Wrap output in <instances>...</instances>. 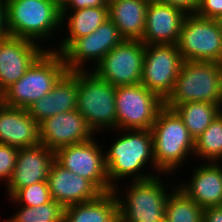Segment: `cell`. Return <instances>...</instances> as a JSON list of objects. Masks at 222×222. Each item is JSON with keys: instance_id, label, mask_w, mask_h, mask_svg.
<instances>
[{"instance_id": "1", "label": "cell", "mask_w": 222, "mask_h": 222, "mask_svg": "<svg viewBox=\"0 0 222 222\" xmlns=\"http://www.w3.org/2000/svg\"><path fill=\"white\" fill-rule=\"evenodd\" d=\"M121 133L119 139L113 140L108 151L104 152L109 184L114 189L119 179L132 175L133 181L146 180L156 175L147 170L148 164L157 171L153 157V137L151 130H116ZM124 133V134H123ZM150 162V163H149ZM146 165V166H145ZM144 167V168H143ZM143 168V169H142ZM141 173V174H140ZM119 180V181H118Z\"/></svg>"}, {"instance_id": "2", "label": "cell", "mask_w": 222, "mask_h": 222, "mask_svg": "<svg viewBox=\"0 0 222 222\" xmlns=\"http://www.w3.org/2000/svg\"><path fill=\"white\" fill-rule=\"evenodd\" d=\"M150 130L153 137V157L157 166V175L174 174L172 171L181 168L180 164L187 161L190 153L194 154V138L179 115L166 106L159 111Z\"/></svg>"}, {"instance_id": "3", "label": "cell", "mask_w": 222, "mask_h": 222, "mask_svg": "<svg viewBox=\"0 0 222 222\" xmlns=\"http://www.w3.org/2000/svg\"><path fill=\"white\" fill-rule=\"evenodd\" d=\"M52 48L54 46L48 47L25 74L0 95L3 104L26 109L53 89L67 68L61 54Z\"/></svg>"}, {"instance_id": "4", "label": "cell", "mask_w": 222, "mask_h": 222, "mask_svg": "<svg viewBox=\"0 0 222 222\" xmlns=\"http://www.w3.org/2000/svg\"><path fill=\"white\" fill-rule=\"evenodd\" d=\"M6 25L9 36L36 43L63 29L61 11L52 0H6Z\"/></svg>"}, {"instance_id": "5", "label": "cell", "mask_w": 222, "mask_h": 222, "mask_svg": "<svg viewBox=\"0 0 222 222\" xmlns=\"http://www.w3.org/2000/svg\"><path fill=\"white\" fill-rule=\"evenodd\" d=\"M89 71V72H88ZM116 87L93 71H77V108L94 132L117 130ZM105 129V130H104Z\"/></svg>"}, {"instance_id": "6", "label": "cell", "mask_w": 222, "mask_h": 222, "mask_svg": "<svg viewBox=\"0 0 222 222\" xmlns=\"http://www.w3.org/2000/svg\"><path fill=\"white\" fill-rule=\"evenodd\" d=\"M222 64L212 61H183L175 87L165 104L209 102L220 105Z\"/></svg>"}, {"instance_id": "7", "label": "cell", "mask_w": 222, "mask_h": 222, "mask_svg": "<svg viewBox=\"0 0 222 222\" xmlns=\"http://www.w3.org/2000/svg\"><path fill=\"white\" fill-rule=\"evenodd\" d=\"M159 176L127 182L130 184L122 197L118 186L113 189L118 201L119 222H155L165 216L169 195L166 189L169 188L164 187Z\"/></svg>"}, {"instance_id": "8", "label": "cell", "mask_w": 222, "mask_h": 222, "mask_svg": "<svg viewBox=\"0 0 222 222\" xmlns=\"http://www.w3.org/2000/svg\"><path fill=\"white\" fill-rule=\"evenodd\" d=\"M117 130H150L165 101L143 84L116 87Z\"/></svg>"}, {"instance_id": "9", "label": "cell", "mask_w": 222, "mask_h": 222, "mask_svg": "<svg viewBox=\"0 0 222 222\" xmlns=\"http://www.w3.org/2000/svg\"><path fill=\"white\" fill-rule=\"evenodd\" d=\"M176 45L184 61L222 64V35L216 19L187 14Z\"/></svg>"}, {"instance_id": "10", "label": "cell", "mask_w": 222, "mask_h": 222, "mask_svg": "<svg viewBox=\"0 0 222 222\" xmlns=\"http://www.w3.org/2000/svg\"><path fill=\"white\" fill-rule=\"evenodd\" d=\"M183 61L177 45H145L141 84L165 101L175 87Z\"/></svg>"}, {"instance_id": "11", "label": "cell", "mask_w": 222, "mask_h": 222, "mask_svg": "<svg viewBox=\"0 0 222 222\" xmlns=\"http://www.w3.org/2000/svg\"><path fill=\"white\" fill-rule=\"evenodd\" d=\"M145 44L124 40L114 47L91 71L114 87L141 83Z\"/></svg>"}, {"instance_id": "12", "label": "cell", "mask_w": 222, "mask_h": 222, "mask_svg": "<svg viewBox=\"0 0 222 222\" xmlns=\"http://www.w3.org/2000/svg\"><path fill=\"white\" fill-rule=\"evenodd\" d=\"M103 149L94 137L55 151V161L63 168L91 181L102 193L113 191L109 184Z\"/></svg>"}, {"instance_id": "13", "label": "cell", "mask_w": 222, "mask_h": 222, "mask_svg": "<svg viewBox=\"0 0 222 222\" xmlns=\"http://www.w3.org/2000/svg\"><path fill=\"white\" fill-rule=\"evenodd\" d=\"M124 40L116 25L107 19L91 34L73 40L60 54L67 71H86V62L91 60L94 63L92 67H96L109 51Z\"/></svg>"}, {"instance_id": "14", "label": "cell", "mask_w": 222, "mask_h": 222, "mask_svg": "<svg viewBox=\"0 0 222 222\" xmlns=\"http://www.w3.org/2000/svg\"><path fill=\"white\" fill-rule=\"evenodd\" d=\"M46 49L24 38L0 39V95L17 82Z\"/></svg>"}, {"instance_id": "15", "label": "cell", "mask_w": 222, "mask_h": 222, "mask_svg": "<svg viewBox=\"0 0 222 222\" xmlns=\"http://www.w3.org/2000/svg\"><path fill=\"white\" fill-rule=\"evenodd\" d=\"M39 129L40 144L54 151L95 137L85 118L76 109L45 119L39 124Z\"/></svg>"}, {"instance_id": "16", "label": "cell", "mask_w": 222, "mask_h": 222, "mask_svg": "<svg viewBox=\"0 0 222 222\" xmlns=\"http://www.w3.org/2000/svg\"><path fill=\"white\" fill-rule=\"evenodd\" d=\"M55 161V151L39 144L34 147L20 148L11 179L6 185L10 198L17 190L37 182H47L48 173Z\"/></svg>"}, {"instance_id": "17", "label": "cell", "mask_w": 222, "mask_h": 222, "mask_svg": "<svg viewBox=\"0 0 222 222\" xmlns=\"http://www.w3.org/2000/svg\"><path fill=\"white\" fill-rule=\"evenodd\" d=\"M47 183L52 199L63 207L94 200L102 193L91 181L63 168L56 161L50 167Z\"/></svg>"}, {"instance_id": "18", "label": "cell", "mask_w": 222, "mask_h": 222, "mask_svg": "<svg viewBox=\"0 0 222 222\" xmlns=\"http://www.w3.org/2000/svg\"><path fill=\"white\" fill-rule=\"evenodd\" d=\"M186 13L180 8L150 0L145 19L142 42L176 45Z\"/></svg>"}, {"instance_id": "19", "label": "cell", "mask_w": 222, "mask_h": 222, "mask_svg": "<svg viewBox=\"0 0 222 222\" xmlns=\"http://www.w3.org/2000/svg\"><path fill=\"white\" fill-rule=\"evenodd\" d=\"M0 143L18 149L39 145V123L27 109L11 107L0 101Z\"/></svg>"}, {"instance_id": "20", "label": "cell", "mask_w": 222, "mask_h": 222, "mask_svg": "<svg viewBox=\"0 0 222 222\" xmlns=\"http://www.w3.org/2000/svg\"><path fill=\"white\" fill-rule=\"evenodd\" d=\"M204 163L193 170L189 183L182 182L178 186L202 209L222 205V165Z\"/></svg>"}, {"instance_id": "21", "label": "cell", "mask_w": 222, "mask_h": 222, "mask_svg": "<svg viewBox=\"0 0 222 222\" xmlns=\"http://www.w3.org/2000/svg\"><path fill=\"white\" fill-rule=\"evenodd\" d=\"M77 108V71H67L53 89L27 107L28 114L39 124L58 113Z\"/></svg>"}, {"instance_id": "22", "label": "cell", "mask_w": 222, "mask_h": 222, "mask_svg": "<svg viewBox=\"0 0 222 222\" xmlns=\"http://www.w3.org/2000/svg\"><path fill=\"white\" fill-rule=\"evenodd\" d=\"M150 0H108L109 19L125 40H142Z\"/></svg>"}, {"instance_id": "23", "label": "cell", "mask_w": 222, "mask_h": 222, "mask_svg": "<svg viewBox=\"0 0 222 222\" xmlns=\"http://www.w3.org/2000/svg\"><path fill=\"white\" fill-rule=\"evenodd\" d=\"M60 11H61V25L67 23L66 24L67 28L65 30L67 35L65 36L64 39H60L63 41H60L58 43L57 47L55 48L56 50L52 49L59 53H61L73 40L91 34L103 22L109 19L108 7H91L78 10H60Z\"/></svg>"}, {"instance_id": "24", "label": "cell", "mask_w": 222, "mask_h": 222, "mask_svg": "<svg viewBox=\"0 0 222 222\" xmlns=\"http://www.w3.org/2000/svg\"><path fill=\"white\" fill-rule=\"evenodd\" d=\"M63 222H119L115 192L101 193L94 200L64 207Z\"/></svg>"}, {"instance_id": "25", "label": "cell", "mask_w": 222, "mask_h": 222, "mask_svg": "<svg viewBox=\"0 0 222 222\" xmlns=\"http://www.w3.org/2000/svg\"><path fill=\"white\" fill-rule=\"evenodd\" d=\"M165 106L173 109L179 115L194 140L220 114L219 105L209 102H186L183 104H165Z\"/></svg>"}, {"instance_id": "26", "label": "cell", "mask_w": 222, "mask_h": 222, "mask_svg": "<svg viewBox=\"0 0 222 222\" xmlns=\"http://www.w3.org/2000/svg\"><path fill=\"white\" fill-rule=\"evenodd\" d=\"M165 216L169 222H203V209L176 184L169 192Z\"/></svg>"}, {"instance_id": "27", "label": "cell", "mask_w": 222, "mask_h": 222, "mask_svg": "<svg viewBox=\"0 0 222 222\" xmlns=\"http://www.w3.org/2000/svg\"><path fill=\"white\" fill-rule=\"evenodd\" d=\"M205 162L222 161V116L214 121L195 139L194 155Z\"/></svg>"}, {"instance_id": "28", "label": "cell", "mask_w": 222, "mask_h": 222, "mask_svg": "<svg viewBox=\"0 0 222 222\" xmlns=\"http://www.w3.org/2000/svg\"><path fill=\"white\" fill-rule=\"evenodd\" d=\"M20 207L6 222H63L64 207L54 200L36 207Z\"/></svg>"}, {"instance_id": "29", "label": "cell", "mask_w": 222, "mask_h": 222, "mask_svg": "<svg viewBox=\"0 0 222 222\" xmlns=\"http://www.w3.org/2000/svg\"><path fill=\"white\" fill-rule=\"evenodd\" d=\"M9 200L16 205L36 207L52 201L47 182H37L17 190Z\"/></svg>"}, {"instance_id": "30", "label": "cell", "mask_w": 222, "mask_h": 222, "mask_svg": "<svg viewBox=\"0 0 222 222\" xmlns=\"http://www.w3.org/2000/svg\"><path fill=\"white\" fill-rule=\"evenodd\" d=\"M18 148L0 143V179L6 180V185L12 177Z\"/></svg>"}, {"instance_id": "31", "label": "cell", "mask_w": 222, "mask_h": 222, "mask_svg": "<svg viewBox=\"0 0 222 222\" xmlns=\"http://www.w3.org/2000/svg\"><path fill=\"white\" fill-rule=\"evenodd\" d=\"M195 14L202 18L219 19L222 17V0H200Z\"/></svg>"}, {"instance_id": "32", "label": "cell", "mask_w": 222, "mask_h": 222, "mask_svg": "<svg viewBox=\"0 0 222 222\" xmlns=\"http://www.w3.org/2000/svg\"><path fill=\"white\" fill-rule=\"evenodd\" d=\"M156 3L165 4L180 8L186 14H195L200 0H151Z\"/></svg>"}, {"instance_id": "33", "label": "cell", "mask_w": 222, "mask_h": 222, "mask_svg": "<svg viewBox=\"0 0 222 222\" xmlns=\"http://www.w3.org/2000/svg\"><path fill=\"white\" fill-rule=\"evenodd\" d=\"M91 7H108V0H70L61 10H78Z\"/></svg>"}, {"instance_id": "34", "label": "cell", "mask_w": 222, "mask_h": 222, "mask_svg": "<svg viewBox=\"0 0 222 222\" xmlns=\"http://www.w3.org/2000/svg\"><path fill=\"white\" fill-rule=\"evenodd\" d=\"M203 222H222V205L203 209Z\"/></svg>"}, {"instance_id": "35", "label": "cell", "mask_w": 222, "mask_h": 222, "mask_svg": "<svg viewBox=\"0 0 222 222\" xmlns=\"http://www.w3.org/2000/svg\"><path fill=\"white\" fill-rule=\"evenodd\" d=\"M9 36L6 25V0H0V39Z\"/></svg>"}, {"instance_id": "36", "label": "cell", "mask_w": 222, "mask_h": 222, "mask_svg": "<svg viewBox=\"0 0 222 222\" xmlns=\"http://www.w3.org/2000/svg\"><path fill=\"white\" fill-rule=\"evenodd\" d=\"M52 1L61 10L70 0H52Z\"/></svg>"}, {"instance_id": "37", "label": "cell", "mask_w": 222, "mask_h": 222, "mask_svg": "<svg viewBox=\"0 0 222 222\" xmlns=\"http://www.w3.org/2000/svg\"><path fill=\"white\" fill-rule=\"evenodd\" d=\"M155 222H169L166 216H163L162 218L156 220Z\"/></svg>"}, {"instance_id": "38", "label": "cell", "mask_w": 222, "mask_h": 222, "mask_svg": "<svg viewBox=\"0 0 222 222\" xmlns=\"http://www.w3.org/2000/svg\"><path fill=\"white\" fill-rule=\"evenodd\" d=\"M220 30H221V35H222V17H220L219 19H217Z\"/></svg>"}, {"instance_id": "39", "label": "cell", "mask_w": 222, "mask_h": 222, "mask_svg": "<svg viewBox=\"0 0 222 222\" xmlns=\"http://www.w3.org/2000/svg\"><path fill=\"white\" fill-rule=\"evenodd\" d=\"M219 111H220V115L222 116V99H221V103H220V105H219Z\"/></svg>"}]
</instances>
